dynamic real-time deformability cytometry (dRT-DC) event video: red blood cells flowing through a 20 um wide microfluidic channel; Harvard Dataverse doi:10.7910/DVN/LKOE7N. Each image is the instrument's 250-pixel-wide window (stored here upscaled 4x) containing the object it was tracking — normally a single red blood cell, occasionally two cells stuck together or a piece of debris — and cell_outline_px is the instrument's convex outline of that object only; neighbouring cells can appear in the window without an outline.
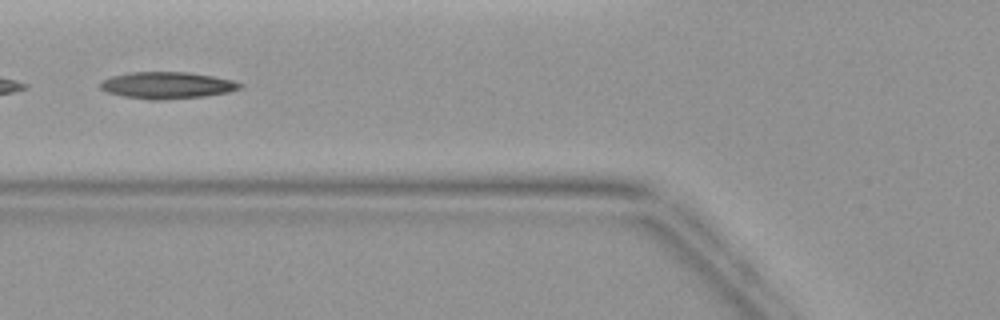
{"species": "common noctule bat (a hibernating species)", "species_latin": "Nyctalus noctula", "temperature_condition": "warm", "stored_images_in_passage": 2, "camera_frame_rate_fps": 3000, "um_per_image_px": 0.085, "animal": {"sex": "female", "body_mass_g": 19.9}, "frame": {"image": 1, "passage_image": 2, "time_ms": 1.0, "image_size_px": [1000, 320], "cell_outline_px": [[244, 84], [240, 88], [228, 92], [204, 96], [160, 100], [148, 100], [124, 96], [104, 92], [100, 88], [100, 80], [112, 76], [128, 72], [188, 72], [212, 76], [232, 80]], "centroid_in_image_um": [14.15, 7.25], "position_along_channel_um": 111.7, "area_um2": 21.85}}